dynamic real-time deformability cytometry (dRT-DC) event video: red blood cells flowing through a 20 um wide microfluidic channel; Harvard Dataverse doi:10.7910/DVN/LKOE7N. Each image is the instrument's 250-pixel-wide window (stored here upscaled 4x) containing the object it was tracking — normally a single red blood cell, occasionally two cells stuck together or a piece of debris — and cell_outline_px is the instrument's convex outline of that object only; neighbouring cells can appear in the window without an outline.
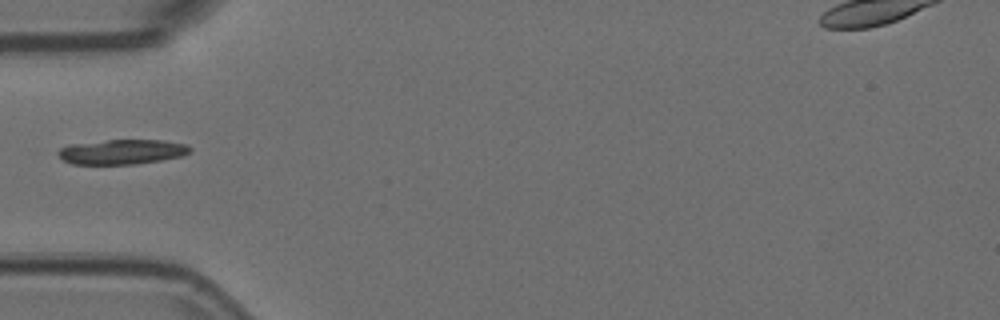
{"species": "Egyptian fruit bat (a non-hibernating species)", "species_latin": "Rousettus aegyptiacus", "temperature_condition": "room temperature", "stored_images_in_passage": 37, "camera_frame_rate_fps": 3000, "um_per_image_px": 0.085, "animal": {"sex": "female"}, "frame": {"image": 1, "passage_image": 1, "time_ms": 0.0, "image_size_px": [1000, 320], "cell_outline_px": [[192, 148], [188, 152], [180, 156], [160, 160], [132, 164], [72, 164], [64, 160], [56, 152], [60, 148], [72, 144], [108, 140], [160, 140], [188, 144]], "centroid_in_image_um": [10.36, 12.9], "position_along_channel_um": 74.6, "area_um2": 18.84}}
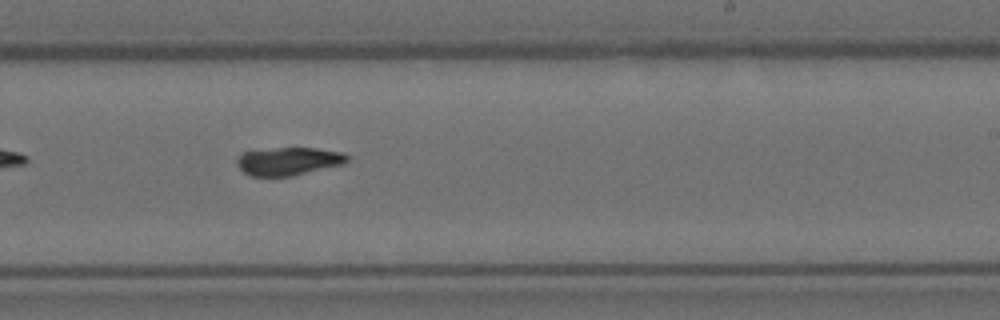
{"frame": {"image": 2, "passage_image": 16, "time_ms": 5.0, "image_size_px": [1000, 320], "cell_outline_px": [[352, 156], [344, 164], [292, 176], [252, 176], [244, 172], [236, 164], [236, 156], [244, 152], [276, 148], [316, 148], [344, 152]], "centroid_in_image_um": [24.56, 13.7], "position_along_channel_um": 264.4, "area_um2": 18.15}}
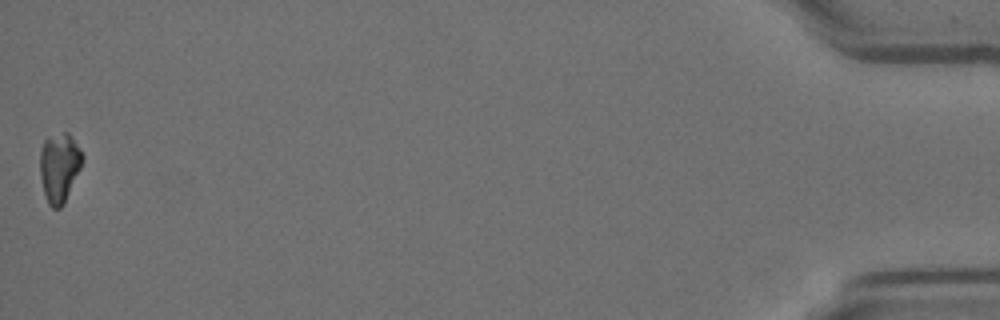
{"frame": {"image": 3, "passage_image": 37, "time_ms": 12.0, "image_size_px": [1000, 320], "cell_outline_px": [[84, 160], [64, 204], [60, 208], [52, 208], [48, 204], [44, 192], [40, 176], [40, 148], [44, 140], [48, 136], [64, 132], [68, 132], [80, 148], [84, 156]], "centroid_in_image_um": [5.05, 14.21], "position_along_channel_um": 430.2, "area_um2": 17.28}}